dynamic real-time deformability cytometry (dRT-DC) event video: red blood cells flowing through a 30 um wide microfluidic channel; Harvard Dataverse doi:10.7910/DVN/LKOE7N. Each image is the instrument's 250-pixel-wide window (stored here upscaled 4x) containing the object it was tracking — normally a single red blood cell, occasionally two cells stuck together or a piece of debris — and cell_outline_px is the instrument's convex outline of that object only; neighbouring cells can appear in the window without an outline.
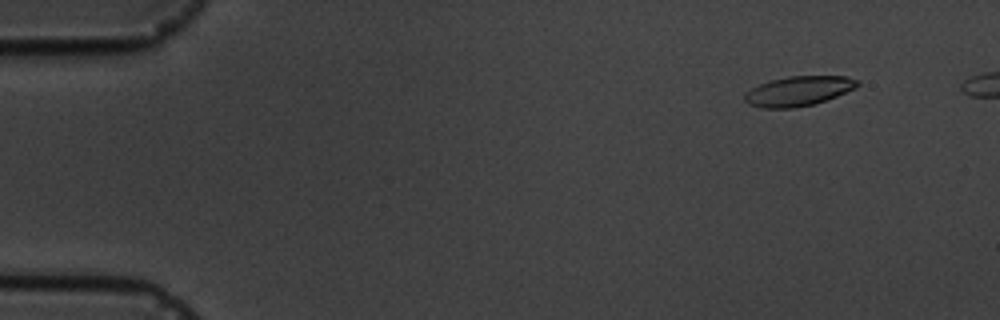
{"species": "common noctule bat (a hibernating species)", "species_latin": "Nyctalus noctula", "temperature_condition": "cold", "stored_images_in_passage": 8, "camera_frame_rate_fps": 3000, "um_per_image_px": 0.085, "animal": {"sex": "male", "body_mass_g": 19.5, "forearm_length_mm": 54.6}, "frame": {"image": 1, "passage_image": 2, "time_ms": 1.0, "image_size_px": [1000, 320], "cell_outline_px": [[860, 84], [856, 88], [836, 96], [812, 104], [792, 108], [760, 108], [748, 104], [744, 100], [744, 92], [760, 84], [772, 80], [788, 76], [848, 76], [860, 80]], "centroid_in_image_um": [67.87, 7.73], "position_along_channel_um": 17.1, "area_um2": 19.54}}
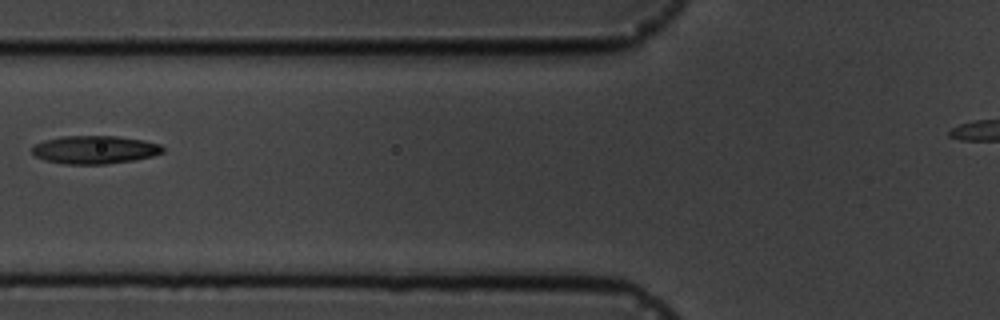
{"frame": {"image": 2, "passage_image": 7, "time_ms": 6.667, "image_size_px": [1000, 320], "cell_outline_px": [[164, 152], [152, 156], [132, 160], [108, 164], [64, 164], [44, 160], [36, 156], [32, 152], [32, 148], [36, 144], [44, 140], [60, 136], [116, 136], [144, 140], [160, 144], [164, 148]], "centroid_in_image_um": [8.05, 12.72], "position_along_channel_um": 117.7, "area_um2": 21.44}}
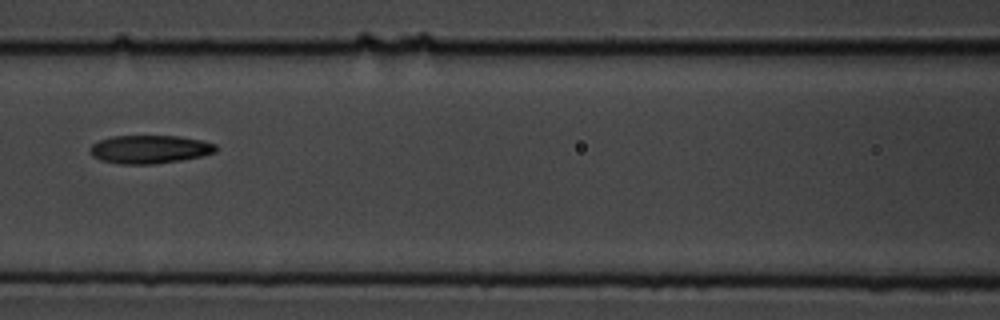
{"frame": {"image": 3, "passage_image": 8, "time_ms": 7.667, "image_size_px": [1000, 320], "cell_outline_px": [[216, 152], [200, 156], [180, 160], [152, 164], [120, 164], [100, 160], [92, 156], [88, 152], [88, 148], [92, 144], [100, 140], [112, 136], [176, 136], [200, 140], [216, 144]], "centroid_in_image_um": [12.66, 12.69], "position_along_channel_um": 153.9, "area_um2": 20.69}}